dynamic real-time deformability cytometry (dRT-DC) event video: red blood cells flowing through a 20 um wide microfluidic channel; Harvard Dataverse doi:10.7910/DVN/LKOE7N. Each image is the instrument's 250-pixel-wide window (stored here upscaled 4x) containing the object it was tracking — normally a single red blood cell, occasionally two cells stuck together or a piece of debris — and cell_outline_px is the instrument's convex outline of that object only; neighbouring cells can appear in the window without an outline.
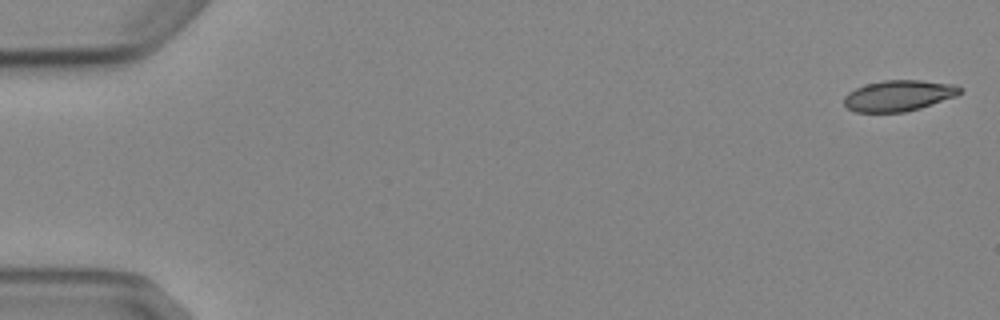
{"species": "Egyptian fruit bat (a non-hibernating species)", "species_latin": "Rousettus aegyptiacus", "temperature_condition": "cold", "stored_images_in_passage": 4, "camera_frame_rate_fps": 3000, "um_per_image_px": 0.085, "animal": {"sex": "female"}, "frame": {"image": 1, "passage_image": 1, "time_ms": 0.0, "image_size_px": [1000, 320], "cell_outline_px": [[964, 92], [956, 96], [920, 108], [904, 112], [856, 112], [848, 108], [844, 104], [844, 96], [848, 92], [856, 88], [868, 84], [884, 80], [920, 80], [956, 84], [964, 88]], "centroid_in_image_um": [76.44, 8.12], "position_along_channel_um": 8.6, "area_um2": 20.98}}